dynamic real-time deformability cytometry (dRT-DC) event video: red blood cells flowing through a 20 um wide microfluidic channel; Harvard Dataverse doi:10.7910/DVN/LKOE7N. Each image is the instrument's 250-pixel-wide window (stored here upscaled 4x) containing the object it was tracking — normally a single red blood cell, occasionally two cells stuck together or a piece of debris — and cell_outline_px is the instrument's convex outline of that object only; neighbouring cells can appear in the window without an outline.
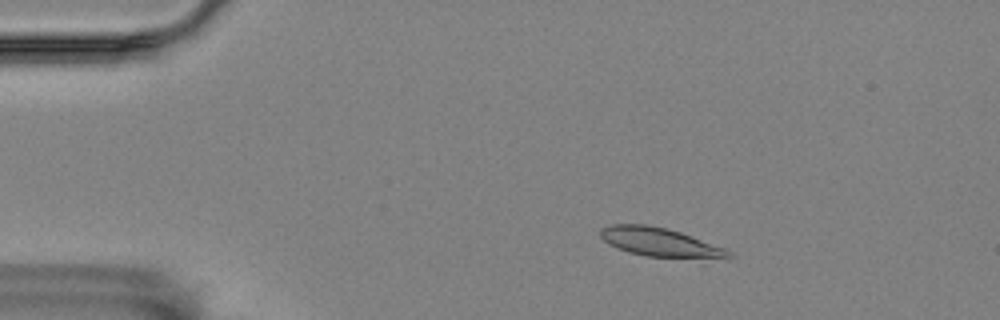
{"species": "Egyptian fruit bat (a non-hibernating species)", "species_latin": "Rousettus aegyptiacus", "temperature_condition": "room temperature", "stored_images_in_passage": 57, "camera_frame_rate_fps": 3000, "um_per_image_px": 0.085, "animal": {"sex": "female"}, "frame": {"image": 1, "passage_image": 10, "time_ms": 3.0, "image_size_px": [1000, 320], "cell_outline_px": [[736, 256], [704, 264], [644, 256], [628, 252], [616, 248], [608, 244], [600, 236], [600, 228], [612, 224], [644, 224], [668, 228], [680, 232], [724, 248], [732, 252]], "centroid_in_image_um": [56.29, 20.7], "position_along_channel_um": 28.7, "area_um2": 23.35}}
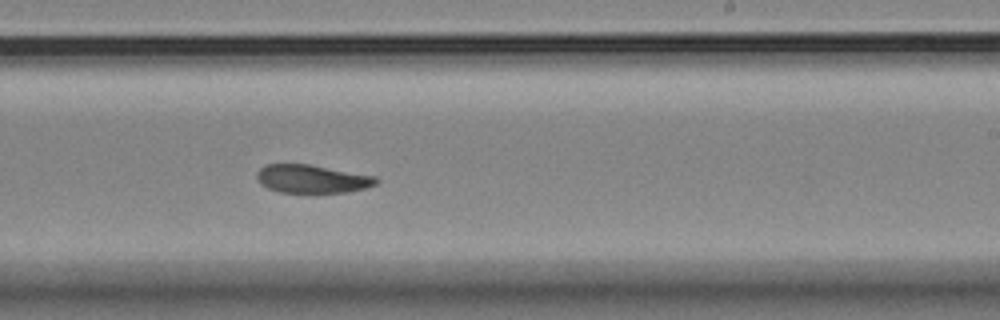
{"frame": {"image": 2, "passage_image": 35, "time_ms": 11.333, "image_size_px": [1000, 320], "cell_outline_px": [[380, 180], [376, 184], [364, 188], [348, 192], [280, 192], [268, 188], [256, 176], [256, 172], [264, 164], [308, 164], [376, 176]], "centroid_in_image_um": [26.54, 15.19], "position_along_channel_um": 262.5, "area_um2": 19.42}}
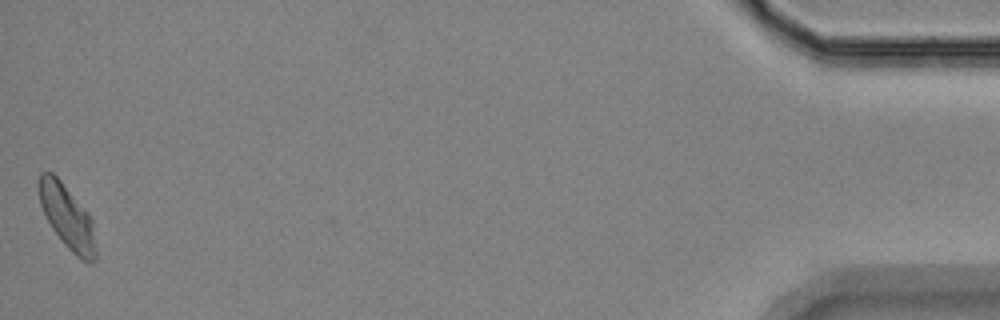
{"frame": {"image": 3, "passage_image": 57, "time_ms": 18.667, "image_size_px": [1000, 320], "cell_outline_px": [[96, 260], [92, 264], [88, 264], [76, 256], [64, 244], [52, 228], [40, 204], [36, 188], [36, 184], [40, 172], [52, 172], [60, 180], [92, 220], [96, 252]], "centroid_in_image_um": [5.68, 18.45], "position_along_channel_um": 429.5, "area_um2": 20.98}, "authors_computed_cell_mechanics": {"area_um2": 20.9236, "velocity_mm_per_s": 3.4922, "shape_relaxation_time_tau1_ms": null, "shape_relaxation_time_tau2_ms": 6.1051, "deformation_change_tau1": null, "deformation_change_tau2": 0.1078}}